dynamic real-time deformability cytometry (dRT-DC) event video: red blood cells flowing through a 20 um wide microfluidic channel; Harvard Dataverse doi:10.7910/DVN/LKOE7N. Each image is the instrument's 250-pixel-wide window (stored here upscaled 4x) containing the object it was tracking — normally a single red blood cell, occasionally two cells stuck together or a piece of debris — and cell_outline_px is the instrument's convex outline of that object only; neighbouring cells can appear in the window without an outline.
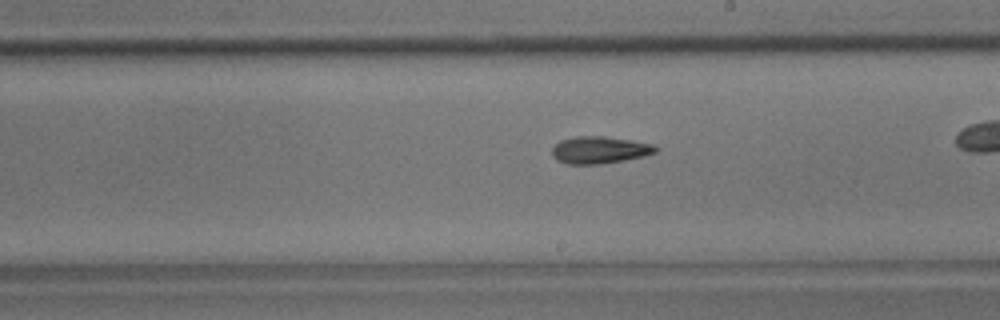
{"species": "common noctule bat (a hibernating species)", "species_latin": "Nyctalus noctula", "temperature_condition": "room temperature", "stored_images_in_passage": 44, "camera_frame_rate_fps": 3000, "um_per_image_px": 0.085, "animal": {"sex": "male", "body_mass_g": 17.9}, "frame": {"image": 1, "passage_image": 32, "time_ms": 10.333, "image_size_px": [1000, 320], "cell_outline_px": [[660, 148], [656, 152], [644, 156], [624, 160], [600, 164], [568, 164], [556, 160], [552, 156], [552, 148], [560, 140], [576, 136], [604, 136], [652, 144]], "centroid_in_image_um": [50.94, 12.75], "position_along_channel_um": 238.1, "area_um2": 16.36}}